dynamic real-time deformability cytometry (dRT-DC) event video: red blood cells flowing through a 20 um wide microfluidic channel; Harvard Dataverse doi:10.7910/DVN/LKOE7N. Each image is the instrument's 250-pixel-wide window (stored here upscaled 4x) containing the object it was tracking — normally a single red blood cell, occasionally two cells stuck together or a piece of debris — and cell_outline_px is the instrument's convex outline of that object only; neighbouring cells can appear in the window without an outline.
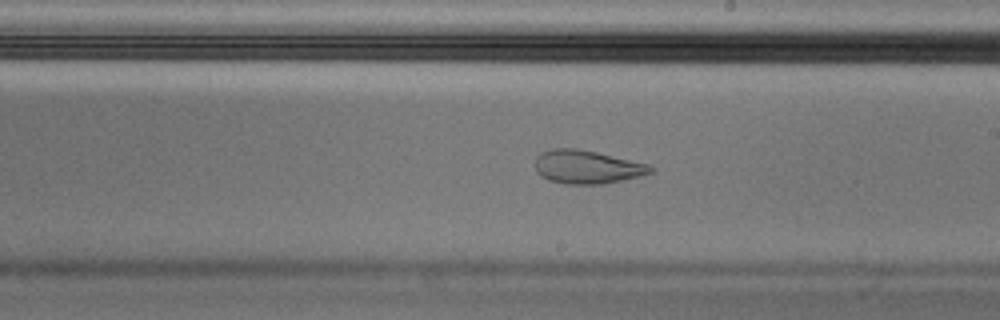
{"species": "Egyptian fruit bat (a non-hibernating species)", "species_latin": "Rousettus aegyptiacus", "temperature_condition": "cold", "stored_images_in_passage": 58, "camera_frame_rate_fps": 3000, "um_per_image_px": 0.085, "animal": {"sex": "male"}, "frame": {"image": 1, "passage_image": 34, "time_ms": 11.0, "image_size_px": [1000, 320], "cell_outline_px": [[656, 168], [652, 172], [640, 176], [604, 184], [564, 184], [548, 180], [540, 176], [536, 172], [536, 156], [540, 152], [552, 148], [576, 148], [596, 152], [648, 164]], "centroid_in_image_um": [49.87, 14.19], "position_along_channel_um": 239.1, "area_um2": 22.6}}
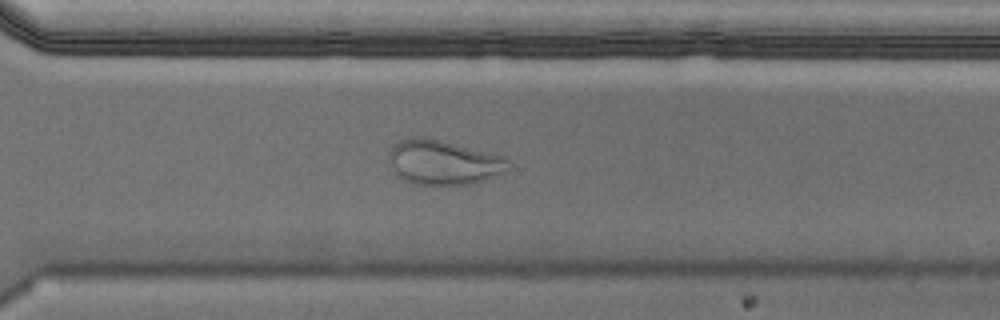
{"frame": {"image": 2, "passage_image": 42, "time_ms": 13.667, "image_size_px": [1000, 320], "cell_outline_px": [[512, 168], [508, 172], [472, 184], [416, 184], [404, 180], [396, 176], [392, 172], [388, 160], [388, 152], [400, 140], [408, 136], [420, 136], [440, 140], [500, 156], [508, 160], [512, 164]], "centroid_in_image_um": [37.66, 13.81], "position_along_channel_um": 332.9, "area_um2": 31.21}, "authors_computed_cell_mechanics": {"area_um2": 24.0737, "velocity_mm_per_s": 3.5341, "shape_relaxation_time_tau1_ms": null, "shape_relaxation_time_tau2_ms": 1.5507, "deformation_change_tau1": null, "deformation_change_tau2": 0.0784}}